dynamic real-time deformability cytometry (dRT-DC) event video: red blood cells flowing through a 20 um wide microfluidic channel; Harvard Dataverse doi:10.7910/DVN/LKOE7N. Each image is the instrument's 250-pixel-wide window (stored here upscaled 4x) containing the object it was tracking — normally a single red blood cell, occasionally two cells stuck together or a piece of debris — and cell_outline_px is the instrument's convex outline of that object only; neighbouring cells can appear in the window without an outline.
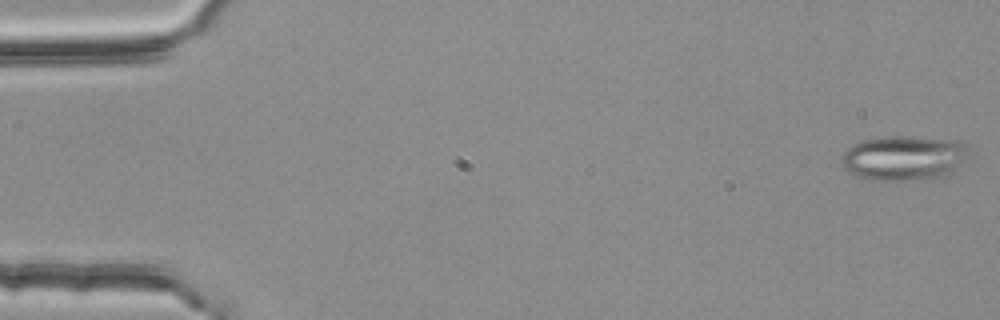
{"species": "common noctule bat (a hibernating species)", "species_latin": "Nyctalus noctula", "temperature_condition": "room temperature", "stored_images_in_passage": 54, "segment_of_instrument_passage": [1, 2], "camera_frame_rate_fps": 3000, "um_per_image_px": 0.085, "animal": {"sex": "female", "body_mass_g": 25.1}, "frame": {"image": 1, "passage_image": 1, "time_ms": 0.0, "image_size_px": [1000, 320], "cell_outline_px": [[972, 148], [964, 160], [952, 172], [944, 176], [920, 180], [876, 180], [860, 176], [844, 168], [840, 160], [840, 156], [852, 144], [860, 140], [884, 136], [904, 136], [964, 140]], "centroid_in_image_um": [76.88, 13.39], "position_along_channel_um": 8.1, "area_um2": 33.7}}
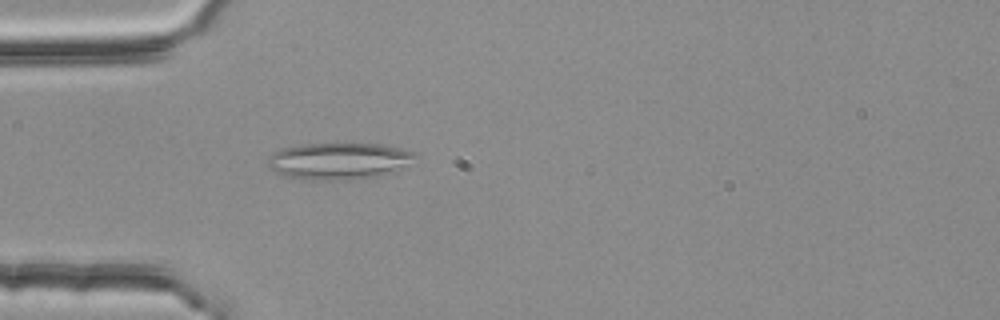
{"frame": {"image": 2, "passage_image": 16, "time_ms": 5.0, "image_size_px": [1000, 320], "cell_outline_px": [[416, 156], [392, 172], [380, 176], [348, 180], [312, 180], [284, 176], [276, 172], [268, 164], [268, 156], [280, 148], [300, 144], [380, 144], [412, 152]], "centroid_in_image_um": [28.7, 13.69], "position_along_channel_um": 56.3, "area_um2": 31.1}}